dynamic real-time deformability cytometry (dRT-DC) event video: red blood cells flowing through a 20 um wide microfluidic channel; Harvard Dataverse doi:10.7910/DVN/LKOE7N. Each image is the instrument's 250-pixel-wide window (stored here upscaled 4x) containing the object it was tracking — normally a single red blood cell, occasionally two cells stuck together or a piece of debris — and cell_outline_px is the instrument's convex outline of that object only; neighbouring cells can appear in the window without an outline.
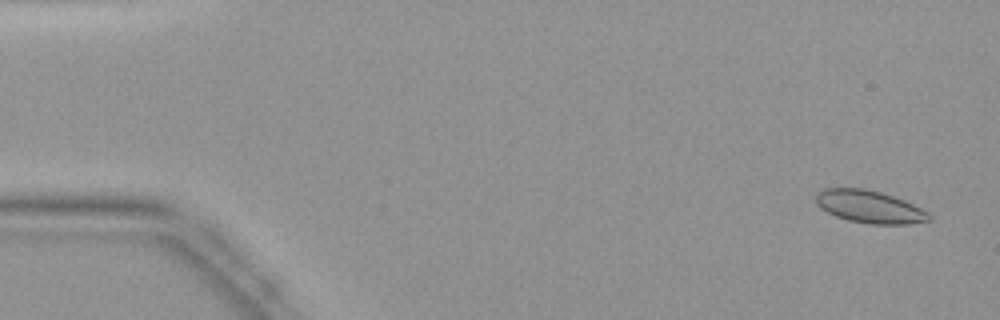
{"species": "common noctule bat (a hibernating species)", "species_latin": "Nyctalus noctula", "temperature_condition": "warm", "stored_images_in_passage": 46, "camera_frame_rate_fps": 3000, "um_per_image_px": 0.085, "animal": {"sex": "female", "body_mass_g": 19.9}, "frame": {"image": 1, "passage_image": 2, "time_ms": 0.333, "image_size_px": [1000, 320], "cell_outline_px": [[932, 220], [908, 224], [868, 224], [848, 220], [836, 216], [820, 208], [816, 204], [816, 196], [824, 188], [864, 188], [880, 192], [904, 200], [928, 212], [932, 216]], "centroid_in_image_um": [73.92, 17.58], "position_along_channel_um": 11.1, "area_um2": 21.39}}
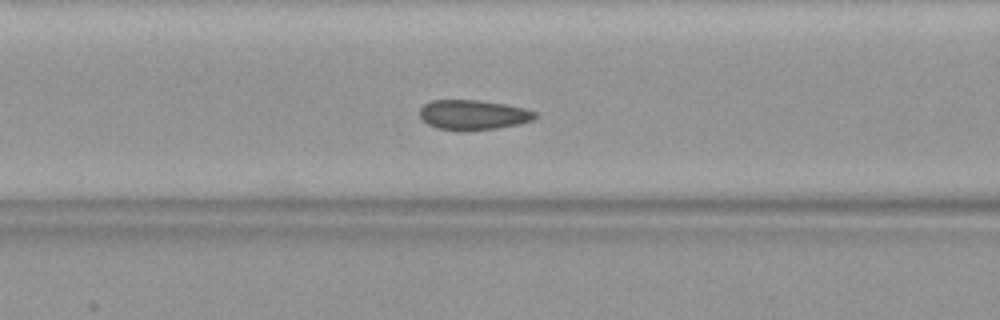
{"frame": {"image": 2, "passage_image": 18, "time_ms": 5.667, "image_size_px": [1000, 320], "cell_outline_px": [[540, 116], [532, 120], [520, 124], [496, 128], [464, 132], [436, 128], [428, 124], [420, 116], [420, 108], [424, 104], [432, 100], [480, 100], [504, 104], [524, 108], [536, 112]], "centroid_in_image_um": [40.23, 9.77], "position_along_channel_um": 126.4, "area_um2": 20.35}}
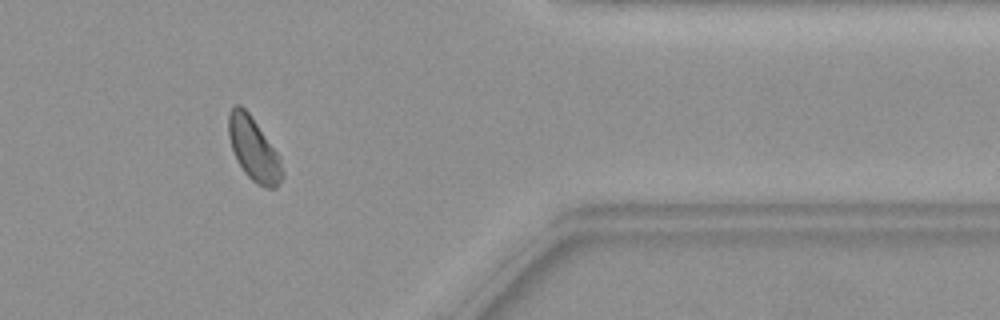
{"frame": {"image": 3, "passage_image": 37, "time_ms": 12.0, "image_size_px": [1000, 320], "cell_outline_px": [[284, 176], [276, 188], [264, 188], [256, 184], [244, 172], [236, 160], [228, 136], [228, 112], [236, 104], [240, 104], [248, 112], [280, 156], [284, 172]], "centroid_in_image_um": [21.57, 12.71], "position_along_channel_um": 389.8, "area_um2": 19.94}}